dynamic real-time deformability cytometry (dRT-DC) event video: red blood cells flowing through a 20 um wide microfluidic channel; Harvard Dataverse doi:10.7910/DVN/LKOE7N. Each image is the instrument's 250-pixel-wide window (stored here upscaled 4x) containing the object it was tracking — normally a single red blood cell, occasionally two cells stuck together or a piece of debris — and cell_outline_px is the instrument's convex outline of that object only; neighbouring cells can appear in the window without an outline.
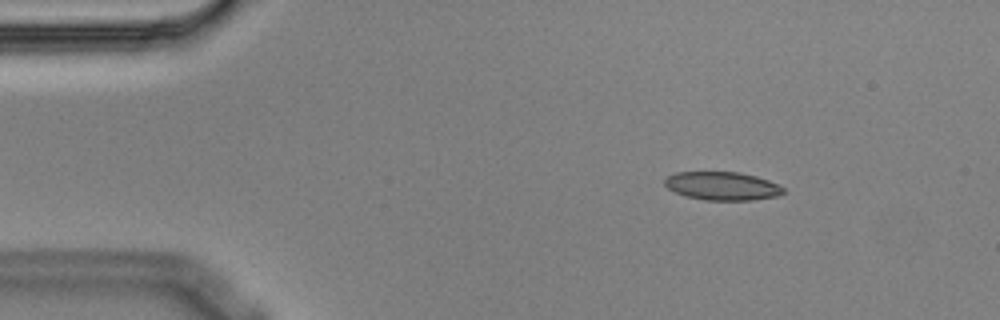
{"species": "Egyptian fruit bat (a non-hibernating species)", "species_latin": "Rousettus aegyptiacus", "temperature_condition": "cold", "stored_images_in_passage": 5, "camera_frame_rate_fps": 3000, "um_per_image_px": 0.085, "animal": {"sex": "male"}, "frame": {"image": 1, "passage_image": 2, "time_ms": 0.333, "image_size_px": [1000, 320], "cell_outline_px": [[784, 192], [776, 196], [752, 200], [704, 200], [684, 196], [668, 188], [664, 184], [664, 180], [668, 176], [676, 172], [740, 172], [756, 176], [768, 180], [784, 188]], "centroid_in_image_um": [61.37, 15.81], "position_along_channel_um": 23.6, "area_um2": 19.54}}
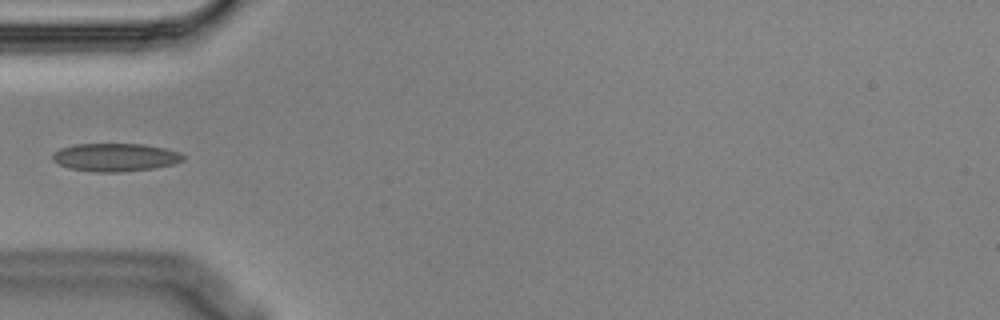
{"frame": {"image": 2, "passage_image": 5, "time_ms": 1.333, "image_size_px": [1000, 320], "cell_outline_px": [[184, 160], [176, 164], [156, 168], [120, 172], [96, 172], [68, 168], [52, 160], [52, 156], [60, 148], [76, 144], [144, 144], [164, 148], [180, 152], [184, 156]], "centroid_in_image_um": [9.84, 13.37], "position_along_channel_um": 75.2, "area_um2": 21.44}}